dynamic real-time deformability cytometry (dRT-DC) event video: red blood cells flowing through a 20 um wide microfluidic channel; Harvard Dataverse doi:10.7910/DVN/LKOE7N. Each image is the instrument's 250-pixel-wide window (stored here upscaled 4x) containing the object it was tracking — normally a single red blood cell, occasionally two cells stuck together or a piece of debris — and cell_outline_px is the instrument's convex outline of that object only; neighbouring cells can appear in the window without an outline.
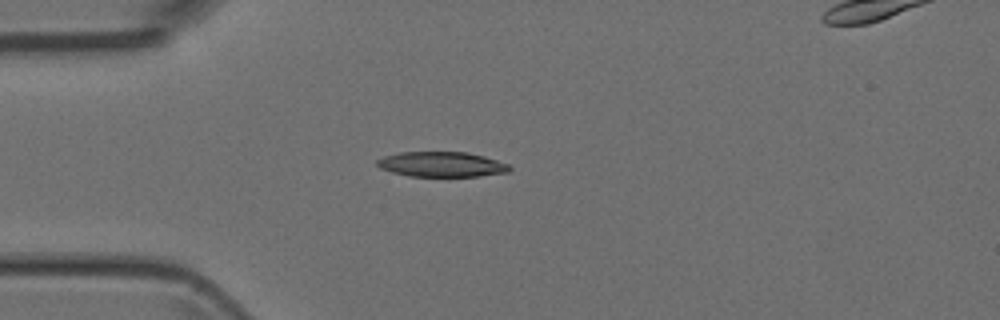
{"species": "Egyptian fruit bat (a non-hibernating species)", "species_latin": "Rousettus aegyptiacus", "temperature_condition": "room temperature", "stored_images_in_passage": 44, "camera_frame_rate_fps": 3000, "um_per_image_px": 0.085, "animal": {"sex": "female"}, "frame": {"image": 1, "passage_image": 11, "time_ms": 3.333, "image_size_px": [1000, 320], "cell_outline_px": [[512, 168], [508, 172], [480, 176], [408, 176], [392, 172], [380, 168], [376, 164], [376, 160], [384, 156], [400, 152], [468, 152], [484, 156], [508, 164]], "centroid_in_image_um": [37.53, 13.97], "position_along_channel_um": 47.5, "area_um2": 19.36}}
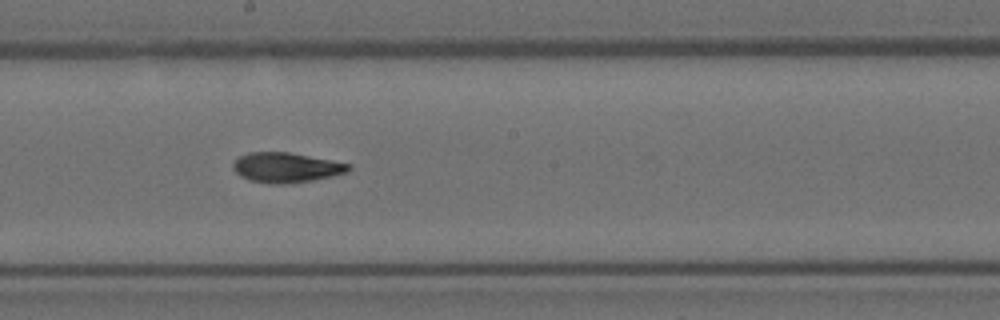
{"frame": {"image": 2, "passage_image": 25, "time_ms": 8.0, "image_size_px": [1000, 320], "cell_outline_px": [[352, 168], [348, 172], [332, 176], [312, 180], [280, 184], [268, 184], [248, 180], [240, 176], [232, 168], [232, 164], [240, 156], [248, 152], [288, 152], [352, 164]], "centroid_in_image_um": [24.32, 14.24], "position_along_channel_um": 223.9, "area_um2": 20.17}}
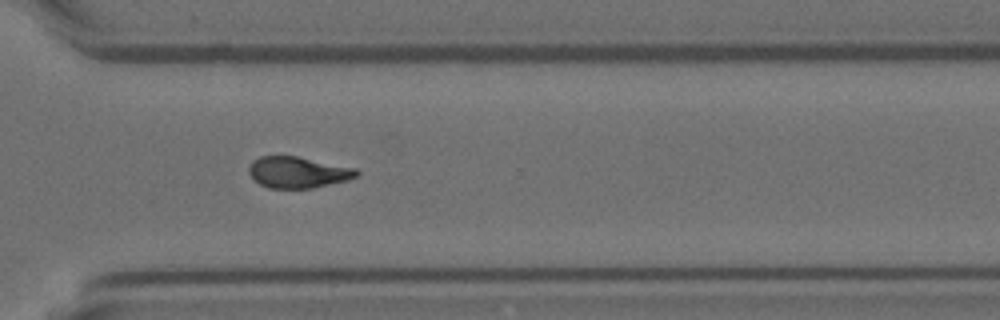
{"frame": {"image": 3, "passage_image": 34, "time_ms": 11.0, "image_size_px": [1000, 320], "cell_outline_px": [[360, 172], [356, 176], [348, 180], [312, 188], [268, 188], [260, 184], [248, 172], [248, 168], [252, 160], [260, 156], [296, 156], [356, 168]], "centroid_in_image_um": [25.31, 14.64], "position_along_channel_um": 345.3, "area_um2": 19.54}}